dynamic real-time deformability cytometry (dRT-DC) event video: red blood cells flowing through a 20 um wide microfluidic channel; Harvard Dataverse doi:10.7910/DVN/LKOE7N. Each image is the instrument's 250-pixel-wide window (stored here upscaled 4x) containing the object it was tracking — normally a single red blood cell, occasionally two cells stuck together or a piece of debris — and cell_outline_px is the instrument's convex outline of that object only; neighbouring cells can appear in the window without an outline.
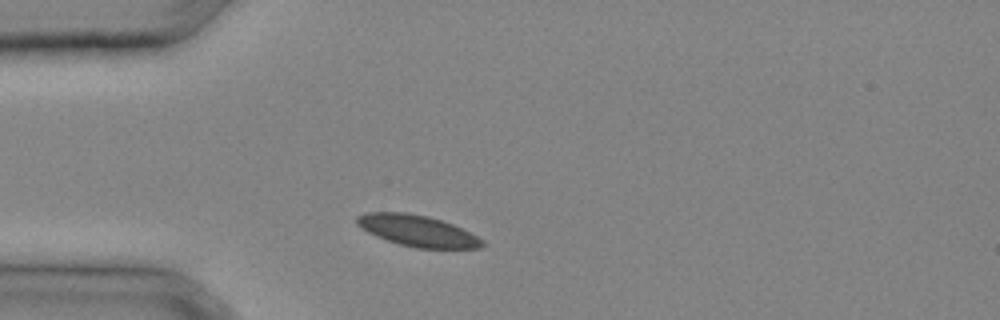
{"species": "common noctule bat (a hibernating species)", "species_latin": "Nyctalus noctula", "temperature_condition": "cold", "stored_images_in_passage": 26, "camera_frame_rate_fps": 3000, "um_per_image_px": 0.085, "animal": {"sex": "male", "body_mass_g": 20.4}, "frame": {"image": 1, "passage_image": 3, "time_ms": 0.667, "image_size_px": [1000, 320], "cell_outline_px": [[484, 244], [480, 248], [416, 248], [400, 244], [376, 236], [360, 228], [356, 224], [356, 216], [364, 212], [404, 212], [428, 216], [452, 224], [484, 240]], "centroid_in_image_um": [35.43, 19.61], "position_along_channel_um": 49.6, "area_um2": 22.66}}
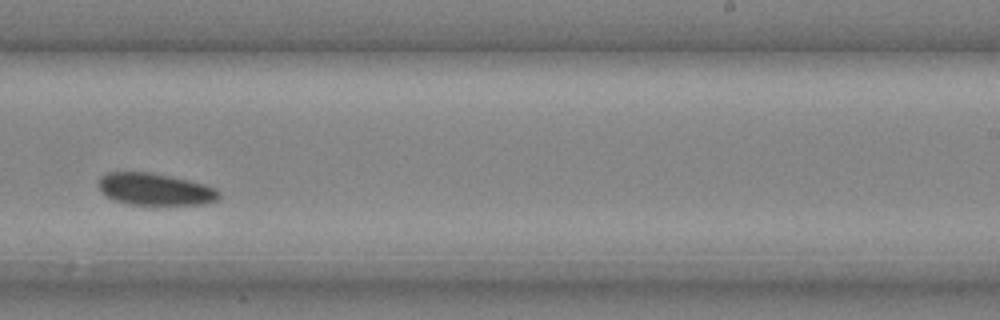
{"frame": {"image": 2, "passage_image": 15, "time_ms": 4.667, "image_size_px": [1000, 320], "cell_outline_px": [[220, 200], [204, 204], [128, 204], [104, 196], [100, 192], [100, 176], [104, 172], [152, 172], [188, 180], [204, 184], [216, 188], [220, 192]], "centroid_in_image_um": [13.19, 16.08], "position_along_channel_um": 275.8, "area_um2": 22.54}}
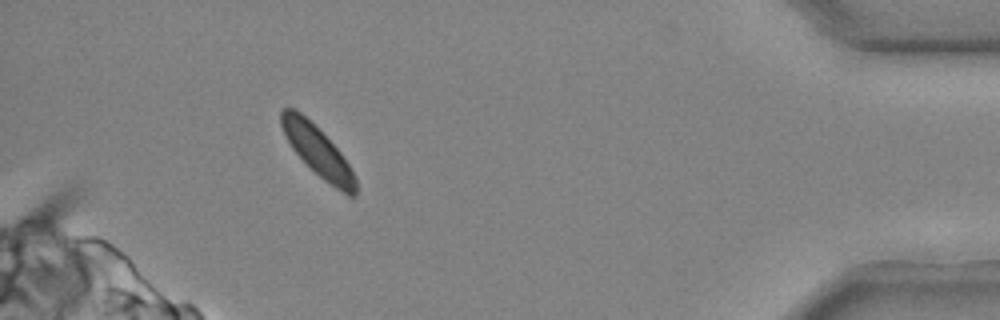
{"frame": {"image": 3, "passage_image": 24, "time_ms": 7.667, "image_size_px": [1000, 320], "cell_outline_px": [[356, 196], [348, 196], [324, 180], [292, 148], [280, 124], [280, 112], [284, 108], [292, 108], [300, 112], [340, 152], [356, 176]], "centroid_in_image_um": [27.02, 12.88], "position_along_channel_um": 408.2, "area_um2": 20.75}}